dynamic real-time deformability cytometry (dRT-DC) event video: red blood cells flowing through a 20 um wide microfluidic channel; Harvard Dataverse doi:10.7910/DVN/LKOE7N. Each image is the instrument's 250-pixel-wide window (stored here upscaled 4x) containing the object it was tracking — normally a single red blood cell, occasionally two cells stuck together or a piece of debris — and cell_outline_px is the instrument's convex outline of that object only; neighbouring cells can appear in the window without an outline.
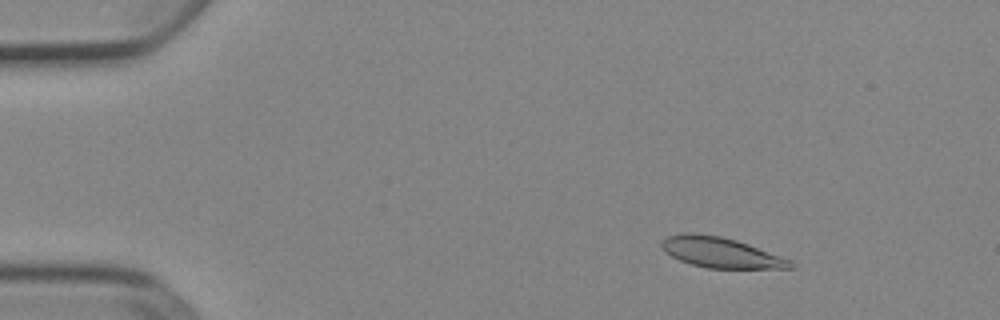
{"species": "Egyptian fruit bat (a non-hibernating species)", "species_latin": "Rousettus aegyptiacus", "temperature_condition": "cold", "stored_images_in_passage": 53, "camera_frame_rate_fps": 3000, "um_per_image_px": 0.085, "animal": {"sex": "female"}, "frame": {"image": 1, "passage_image": 8, "time_ms": 2.333, "image_size_px": [1000, 320], "cell_outline_px": [[792, 268], [708, 268], [692, 264], [680, 260], [672, 256], [660, 244], [660, 240], [668, 236], [688, 232], [692, 232], [720, 236], [736, 240], [748, 244], [792, 260]], "centroid_in_image_um": [61.25, 21.45], "position_along_channel_um": 23.7, "area_um2": 22.48}}
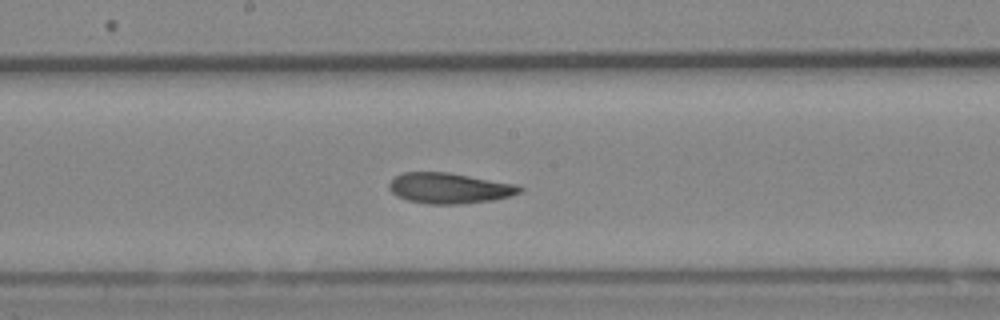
{"frame": {"image": 2, "passage_image": 29, "time_ms": 9.333, "image_size_px": [1000, 320], "cell_outline_px": [[524, 188], [520, 192], [512, 196], [492, 200], [460, 204], [428, 204], [408, 200], [396, 196], [388, 188], [388, 184], [396, 176], [404, 172], [448, 172], [516, 184]], "centroid_in_image_um": [38.2, 15.99], "position_along_channel_um": 210.0, "area_um2": 23.29}}
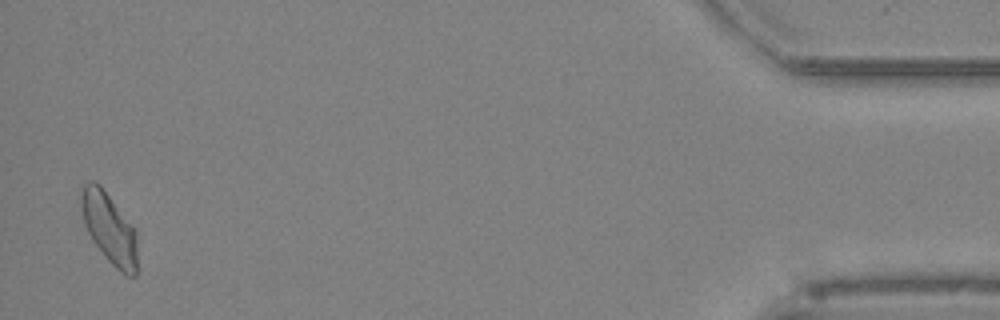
{"frame": {"image": 3, "passage_image": 52, "time_ms": 17.0, "image_size_px": [1000, 320], "cell_outline_px": [[136, 276], [124, 276], [108, 260], [92, 240], [84, 224], [80, 208], [80, 192], [84, 184], [88, 180], [92, 180], [100, 184], [136, 228]], "centroid_in_image_um": [9.27, 19.36], "position_along_channel_um": 425.9, "area_um2": 23.47}, "authors_computed_cell_mechanics": {"area_um2": 23.2356, "velocity_mm_per_s": 3.8884, "shape_relaxation_time_tau1_ms": null, "shape_relaxation_time_tau2_ms": 5.4026, "deformation_change_tau1": null, "deformation_change_tau2": 0.1128}}